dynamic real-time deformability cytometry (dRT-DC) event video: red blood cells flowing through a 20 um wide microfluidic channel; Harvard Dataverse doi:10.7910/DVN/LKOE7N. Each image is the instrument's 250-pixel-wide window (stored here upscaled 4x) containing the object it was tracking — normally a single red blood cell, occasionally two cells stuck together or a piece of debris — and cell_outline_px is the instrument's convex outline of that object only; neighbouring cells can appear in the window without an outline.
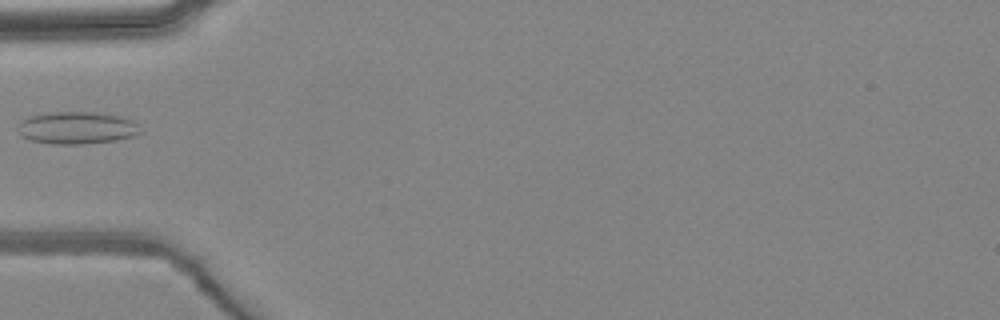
{"species": "common noctule bat (a hibernating species)", "species_latin": "Nyctalus noctula", "temperature_condition": "warm", "stored_images_in_passage": 5, "camera_frame_rate_fps": 3000, "um_per_image_px": 0.085, "animal": {"sex": "female", "body_mass_g": 24.6, "forearm_length_mm": 56.2}, "frame": {"image": 1, "passage_image": 5, "time_ms": 5.0, "image_size_px": [1000, 320], "cell_outline_px": [[140, 132], [136, 136], [116, 140], [84, 144], [52, 144], [28, 140], [20, 136], [16, 128], [20, 120], [28, 116], [48, 112], [92, 112], [120, 116], [132, 120], [140, 124]], "centroid_in_image_um": [6.49, 10.87], "position_along_channel_um": 78.5, "area_um2": 23.52}}